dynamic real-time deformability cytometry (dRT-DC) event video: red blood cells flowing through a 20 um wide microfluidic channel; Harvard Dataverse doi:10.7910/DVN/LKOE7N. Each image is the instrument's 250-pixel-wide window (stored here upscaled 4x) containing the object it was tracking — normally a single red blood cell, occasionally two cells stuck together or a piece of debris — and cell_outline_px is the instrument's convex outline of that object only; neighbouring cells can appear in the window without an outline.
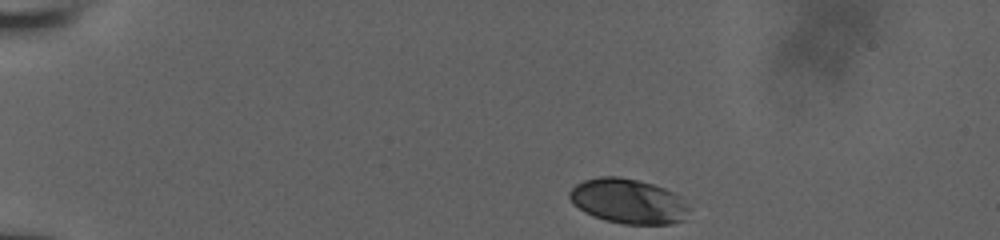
{"species": "human", "species_latin": "Homo sapiens", "temperature_condition": "room temperature", "stored_images_in_passage": 11, "camera_frame_rate_fps": 3000, "um_per_image_px": 0.085, "donor": {"sex": "male"}, "frame": {"image": 1, "passage_image": 1, "time_ms": 0.0, "image_size_px": [1000, 240], "cell_outline_px": [[692, 208], [684, 220], [672, 224], [624, 224], [604, 220], [584, 212], [572, 204], [568, 196], [568, 192], [576, 184], [584, 180], [600, 176], [620, 176], [652, 184], [664, 188], [680, 196]], "centroid_in_image_um": [53.41, 17.11], "position_along_channel_um": 31.6, "area_um2": 31.56}}
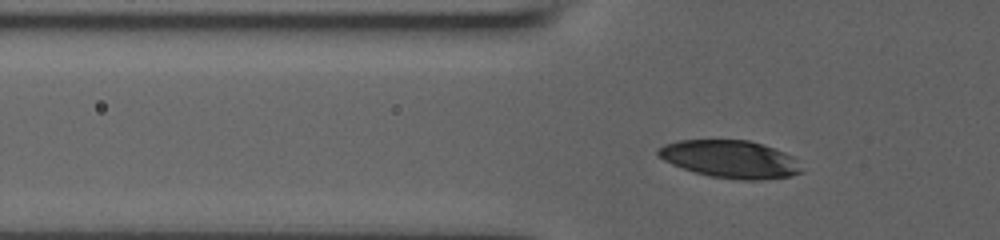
{"frame": {"image": 2, "passage_image": 7, "time_ms": 3.0, "image_size_px": [1000, 240], "cell_outline_px": [[804, 172], [792, 176], [760, 180], [740, 180], [712, 176], [696, 172], [672, 164], [664, 160], [656, 152], [656, 148], [664, 144], [676, 140], [748, 140], [784, 152], [792, 156]], "centroid_in_image_um": [62.06, 13.53], "position_along_channel_um": 63.7, "area_um2": 31.21}}